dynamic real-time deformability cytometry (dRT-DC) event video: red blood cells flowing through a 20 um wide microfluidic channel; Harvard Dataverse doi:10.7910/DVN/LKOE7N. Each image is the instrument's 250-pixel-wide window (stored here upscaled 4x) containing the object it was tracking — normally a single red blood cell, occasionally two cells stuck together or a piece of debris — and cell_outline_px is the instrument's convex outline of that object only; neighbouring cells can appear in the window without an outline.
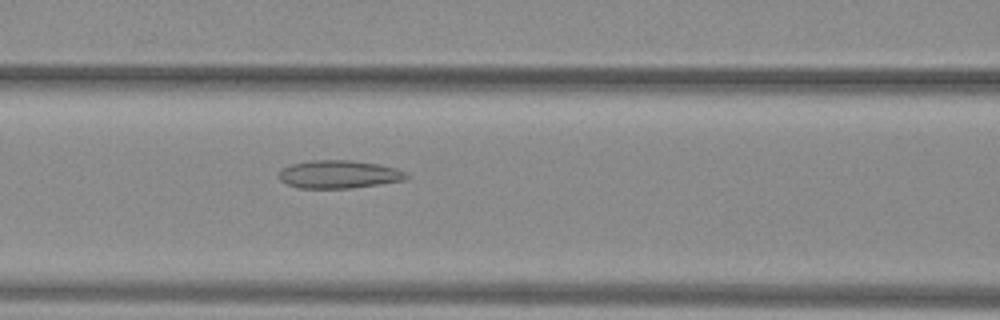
{"species": "common noctule bat (a hibernating species)", "species_latin": "Nyctalus noctula", "temperature_condition": "warm", "stored_images_in_passage": 34, "camera_frame_rate_fps": 3000, "um_per_image_px": 0.085, "animal": {"sex": "female", "body_mass_g": 29.2, "forearm_length_mm": 56.3}, "frame": {"image": 1, "passage_image": 8, "time_ms": 2.333, "image_size_px": [1000, 320], "cell_outline_px": [[408, 176], [404, 180], [380, 184], [352, 188], [300, 188], [288, 184], [280, 180], [280, 172], [284, 168], [292, 164], [312, 160], [352, 160], [380, 164], [396, 168], [404, 172]], "centroid_in_image_um": [28.83, 14.81], "position_along_channel_um": 137.8, "area_um2": 20.63}}
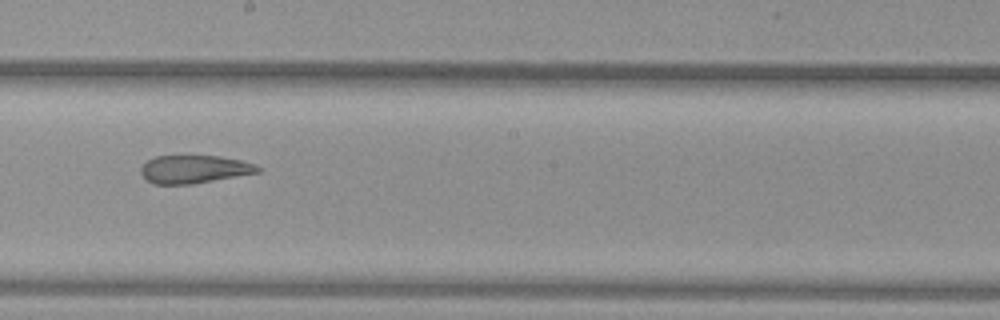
{"frame": {"image": 2, "passage_image": 15, "time_ms": 4.667, "image_size_px": [1000, 320], "cell_outline_px": [[260, 172], [192, 184], [152, 184], [144, 180], [140, 172], [140, 168], [148, 160], [156, 156], [220, 156], [240, 160], [256, 164], [260, 168]], "centroid_in_image_um": [16.47, 14.39], "position_along_channel_um": 231.7, "area_um2": 19.13}}
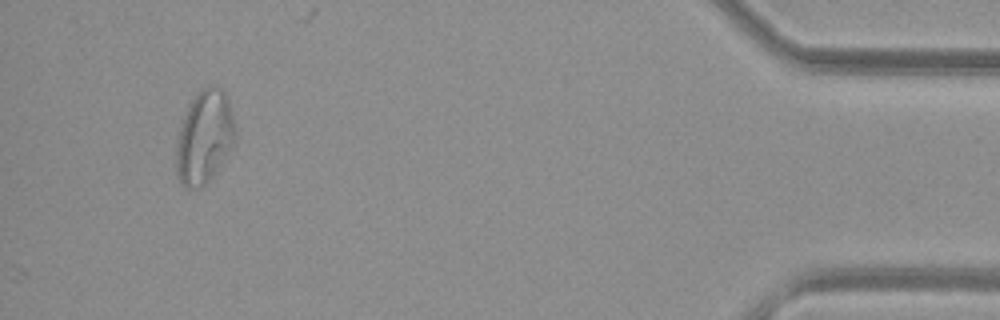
{"frame": {"image": 3, "passage_image": 34, "time_ms": 11.0, "image_size_px": [1000, 320], "cell_outline_px": [[236, 140], [216, 172], [200, 188], [184, 188], [180, 184], [176, 176], [176, 148], [180, 128], [188, 104], [192, 96], [200, 88], [208, 84], [216, 84], [224, 88], [232, 112], [236, 128]], "centroid_in_image_um": [17.38, 11.6], "position_along_channel_um": 417.8, "area_um2": 32.71}, "authors_computed_cell_mechanics": {"area_um2": 20.1433, "velocity_mm_per_s": 4.0407, "shape_relaxation_time_tau1_ms": null, "shape_relaxation_time_tau2_ms": 2.4699, "deformation_change_tau1": null, "deformation_change_tau2": 0.1113}}